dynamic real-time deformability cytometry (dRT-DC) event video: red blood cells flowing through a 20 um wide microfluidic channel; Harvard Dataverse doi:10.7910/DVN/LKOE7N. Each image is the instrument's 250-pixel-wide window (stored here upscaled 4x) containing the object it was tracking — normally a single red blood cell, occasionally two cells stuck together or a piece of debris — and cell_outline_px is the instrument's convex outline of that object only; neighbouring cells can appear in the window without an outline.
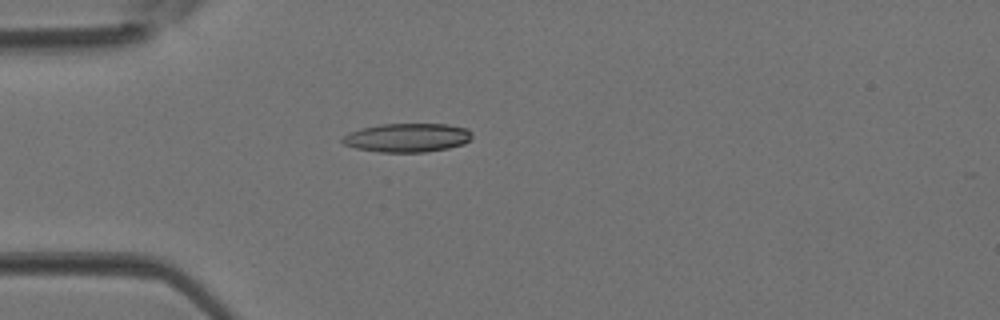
{"species": "Egyptian fruit bat (a non-hibernating species)", "species_latin": "Rousettus aegyptiacus", "temperature_condition": "room temperature", "stored_images_in_passage": 4, "camera_frame_rate_fps": 3000, "um_per_image_px": 0.085, "animal": {"sex": "female"}, "frame": {"image": 1, "passage_image": 4, "time_ms": 1.0, "image_size_px": [1000, 320], "cell_outline_px": [[472, 140], [464, 144], [448, 148], [424, 152], [380, 152], [356, 148], [344, 144], [340, 140], [348, 132], [380, 124], [448, 124], [468, 128], [472, 132]], "centroid_in_image_um": [34.66, 11.7], "position_along_channel_um": 50.3, "area_um2": 21.85}}